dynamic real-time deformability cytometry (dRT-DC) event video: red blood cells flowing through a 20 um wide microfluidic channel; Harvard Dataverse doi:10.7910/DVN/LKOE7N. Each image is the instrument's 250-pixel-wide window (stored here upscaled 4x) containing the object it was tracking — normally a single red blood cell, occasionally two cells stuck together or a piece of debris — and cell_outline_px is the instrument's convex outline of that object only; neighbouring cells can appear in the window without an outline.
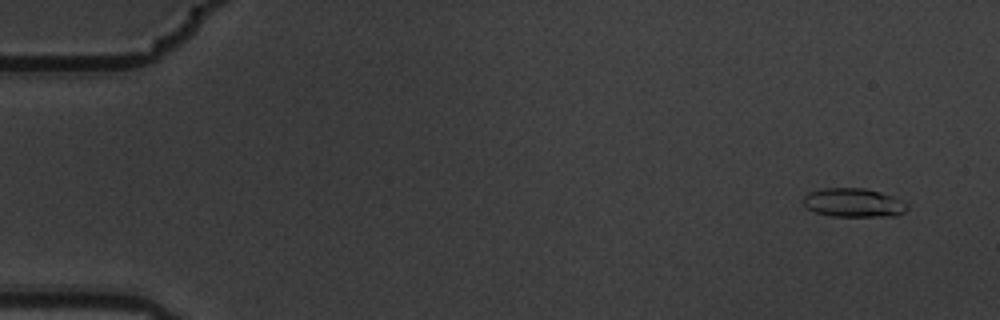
{"species": "common noctule bat (a hibernating species)", "species_latin": "Nyctalus noctula", "temperature_condition": "warm", "stored_images_in_passage": 3, "camera_frame_rate_fps": 3000, "um_per_image_px": 0.085, "animal": {"sex": "male", "body_mass_g": 19.5, "forearm_length_mm": 54.6}, "frame": {"image": 1, "passage_image": 1, "time_ms": 0.0, "image_size_px": [1000, 320], "cell_outline_px": [[908, 208], [904, 212], [896, 216], [832, 216], [816, 212], [808, 208], [800, 200], [808, 192], [824, 188], [864, 188], [880, 192], [892, 196], [908, 204]], "centroid_in_image_um": [72.54, 17.23], "position_along_channel_um": 12.5, "area_um2": 17.46}}